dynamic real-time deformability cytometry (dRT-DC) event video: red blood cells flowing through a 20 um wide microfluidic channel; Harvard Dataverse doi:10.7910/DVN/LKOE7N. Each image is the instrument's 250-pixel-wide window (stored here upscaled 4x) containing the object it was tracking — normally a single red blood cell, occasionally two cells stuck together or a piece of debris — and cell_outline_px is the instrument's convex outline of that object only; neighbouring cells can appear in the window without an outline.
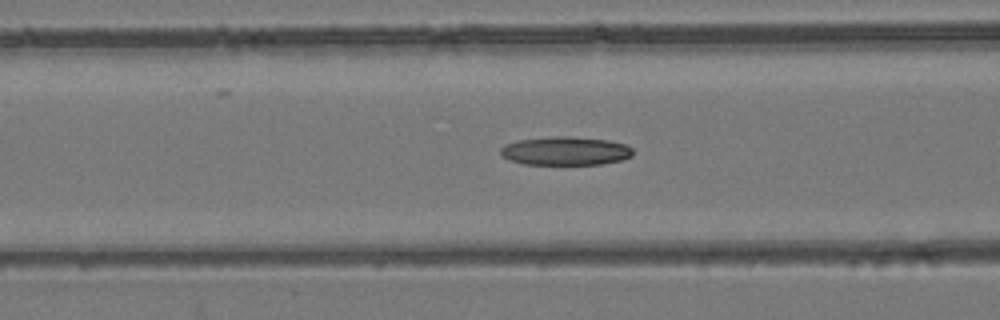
{"species": "common noctule bat (a hibernating species)", "species_latin": "Nyctalus noctula", "temperature_condition": "room temperature", "stored_images_in_passage": 45, "camera_frame_rate_fps": 3000, "um_per_image_px": 0.085, "animal": {"sex": "female", "body_mass_g": 24.6, "forearm_length_mm": 56.2}, "frame": {"image": 1, "passage_image": 13, "time_ms": 4.0, "image_size_px": [1000, 320], "cell_outline_px": [[632, 156], [620, 160], [600, 164], [524, 164], [508, 160], [500, 156], [500, 148], [504, 144], [516, 140], [552, 136], [572, 136], [608, 140], [624, 144], [632, 148]], "centroid_in_image_um": [47.99, 12.82], "position_along_channel_um": 118.6, "area_um2": 22.2}}
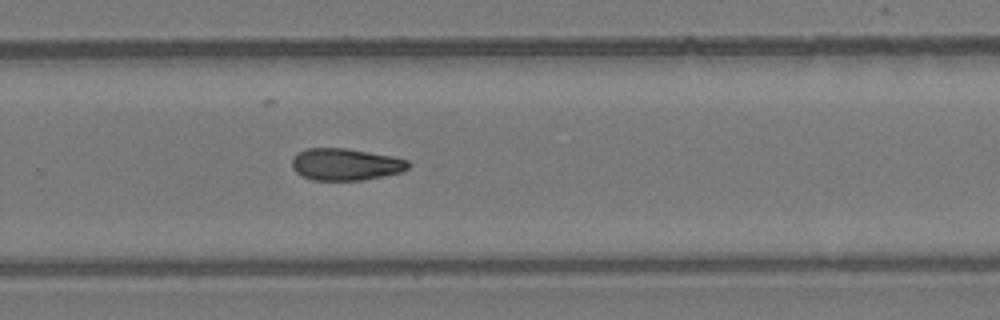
{"frame": {"image": 2, "passage_image": 27, "time_ms": 8.667, "image_size_px": [1000, 320], "cell_outline_px": [[412, 164], [408, 168], [400, 172], [384, 176], [360, 180], [312, 180], [296, 172], [292, 168], [292, 160], [300, 152], [308, 148], [348, 148], [392, 156], [408, 160]], "centroid_in_image_um": [29.41, 13.97], "position_along_channel_um": 300.4, "area_um2": 21.56}}
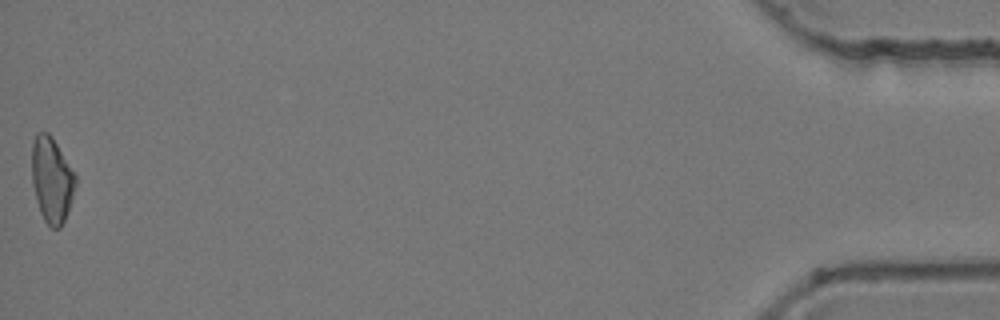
{"frame": {"image": 3, "passage_image": 45, "time_ms": 14.667, "image_size_px": [1000, 320], "cell_outline_px": [[76, 184], [64, 220], [60, 228], [52, 228], [44, 220], [40, 212], [36, 200], [32, 184], [32, 144], [36, 132], [48, 132], [52, 136], [76, 176]], "centroid_in_image_um": [4.37, 15.26], "position_along_channel_um": 430.8, "area_um2": 21.5}}